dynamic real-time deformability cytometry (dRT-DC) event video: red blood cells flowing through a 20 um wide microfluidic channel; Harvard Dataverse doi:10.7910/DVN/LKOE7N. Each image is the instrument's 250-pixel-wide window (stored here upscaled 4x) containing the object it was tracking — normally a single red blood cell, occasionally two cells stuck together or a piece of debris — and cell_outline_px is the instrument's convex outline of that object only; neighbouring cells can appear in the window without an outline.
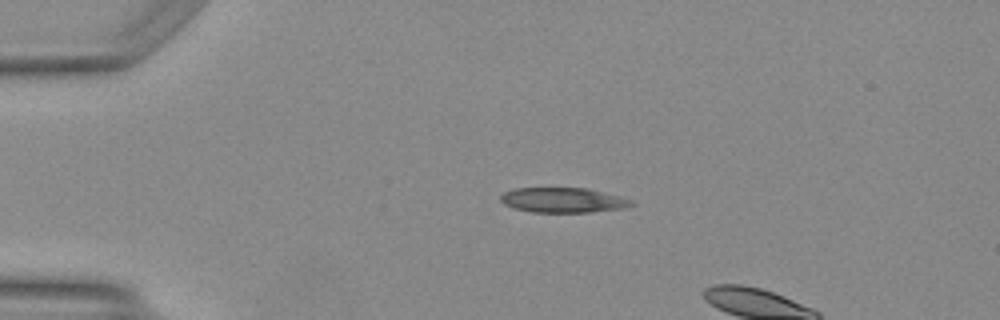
{"species": "Egyptian fruit bat (a non-hibernating species)", "species_latin": "Rousettus aegyptiacus", "temperature_condition": "warm", "stored_images_in_passage": 9, "camera_frame_rate_fps": 3000, "um_per_image_px": 0.085, "animal": {"sex": "female"}, "frame": {"image": 1, "passage_image": 6, "time_ms": 1.667, "image_size_px": [1000, 320], "cell_outline_px": [[636, 204], [624, 208], [588, 212], [532, 212], [512, 208], [504, 204], [500, 200], [500, 196], [504, 192], [516, 188], [588, 188], [620, 196], [632, 200]], "centroid_in_image_um": [47.86, 17.01], "position_along_channel_um": 37.1, "area_um2": 19.07}}